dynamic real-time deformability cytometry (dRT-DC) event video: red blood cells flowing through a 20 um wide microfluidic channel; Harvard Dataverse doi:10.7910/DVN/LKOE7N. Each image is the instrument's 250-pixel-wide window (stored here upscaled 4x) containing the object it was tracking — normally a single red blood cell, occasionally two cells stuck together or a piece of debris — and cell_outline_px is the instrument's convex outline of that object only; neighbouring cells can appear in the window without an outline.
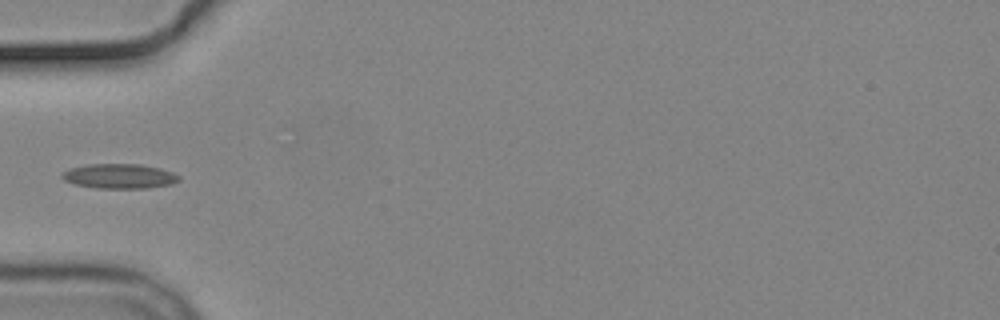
{"species": "common noctule bat (a hibernating species)", "species_latin": "Nyctalus noctula", "temperature_condition": "cold", "stored_images_in_passage": 4, "camera_frame_rate_fps": 3000, "um_per_image_px": 0.085, "animal": {"sex": "male", "body_mass_g": 19.2, "forearm_length_mm": 51.8}, "frame": {"image": 1, "passage_image": 1, "time_ms": 0.0, "image_size_px": [1000, 320], "cell_outline_px": [[180, 180], [172, 184], [148, 188], [96, 188], [76, 184], [64, 180], [60, 176], [64, 172], [72, 168], [88, 164], [140, 164], [160, 168], [172, 172], [180, 176]], "centroid_in_image_um": [10.19, 14.97], "position_along_channel_um": 74.8, "area_um2": 16.76}}
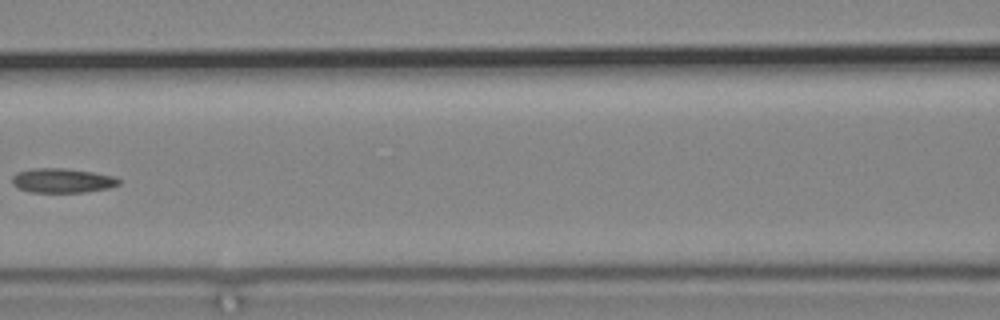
{"frame": {"image": 2, "passage_image": 3, "time_ms": 2.333, "image_size_px": [1000, 320], "cell_outline_px": [[120, 184], [108, 188], [84, 192], [32, 192], [20, 188], [12, 184], [12, 176], [16, 172], [32, 168], [64, 168], [92, 172], [112, 176], [120, 180]], "centroid_in_image_um": [5.27, 15.34], "position_along_channel_um": 161.3, "area_um2": 15.09}}
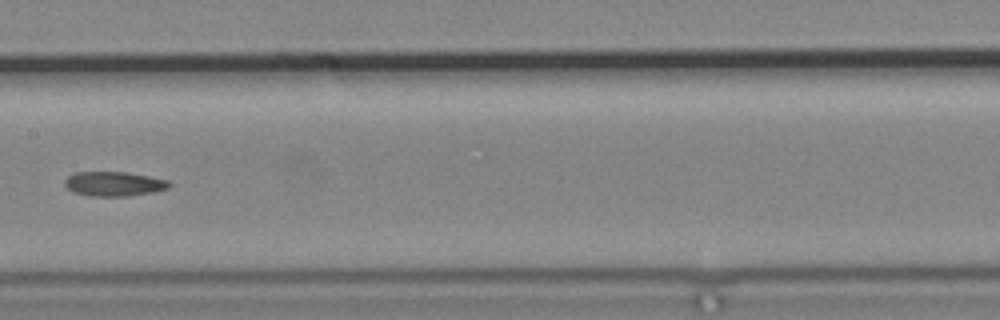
{"frame": {"image": 3, "passage_image": 4, "time_ms": 3.333, "image_size_px": [1000, 320], "cell_outline_px": [[172, 184], [168, 188], [152, 192], [128, 196], [92, 196], [72, 192], [64, 184], [64, 180], [68, 176], [76, 172], [128, 172], [168, 180]], "centroid_in_image_um": [9.68, 15.62], "position_along_channel_um": 197.7, "area_um2": 14.91}}